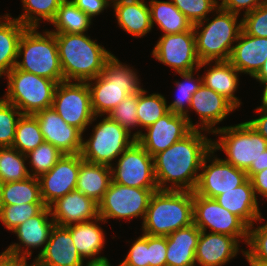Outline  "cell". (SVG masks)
I'll return each mask as SVG.
<instances>
[{
    "label": "cell",
    "instance_id": "obj_1",
    "mask_svg": "<svg viewBox=\"0 0 267 266\" xmlns=\"http://www.w3.org/2000/svg\"><path fill=\"white\" fill-rule=\"evenodd\" d=\"M201 131L203 132L193 129L183 139L153 156L154 174L159 190H195L198 171L204 158L211 152L213 141Z\"/></svg>",
    "mask_w": 267,
    "mask_h": 266
},
{
    "label": "cell",
    "instance_id": "obj_2",
    "mask_svg": "<svg viewBox=\"0 0 267 266\" xmlns=\"http://www.w3.org/2000/svg\"><path fill=\"white\" fill-rule=\"evenodd\" d=\"M55 33L64 81L87 82L99 76L112 54L87 35Z\"/></svg>",
    "mask_w": 267,
    "mask_h": 266
},
{
    "label": "cell",
    "instance_id": "obj_3",
    "mask_svg": "<svg viewBox=\"0 0 267 266\" xmlns=\"http://www.w3.org/2000/svg\"><path fill=\"white\" fill-rule=\"evenodd\" d=\"M136 73L113 54L106 59L103 72L87 81L95 116L108 115L128 95L139 93L143 89Z\"/></svg>",
    "mask_w": 267,
    "mask_h": 266
},
{
    "label": "cell",
    "instance_id": "obj_4",
    "mask_svg": "<svg viewBox=\"0 0 267 266\" xmlns=\"http://www.w3.org/2000/svg\"><path fill=\"white\" fill-rule=\"evenodd\" d=\"M193 224V191L157 190L149 201L142 232L168 236Z\"/></svg>",
    "mask_w": 267,
    "mask_h": 266
},
{
    "label": "cell",
    "instance_id": "obj_5",
    "mask_svg": "<svg viewBox=\"0 0 267 266\" xmlns=\"http://www.w3.org/2000/svg\"><path fill=\"white\" fill-rule=\"evenodd\" d=\"M215 12L216 16L212 20L207 17L193 25L196 53L200 62L229 61L233 44L242 30V20L238 21V14L220 7Z\"/></svg>",
    "mask_w": 267,
    "mask_h": 266
},
{
    "label": "cell",
    "instance_id": "obj_6",
    "mask_svg": "<svg viewBox=\"0 0 267 266\" xmlns=\"http://www.w3.org/2000/svg\"><path fill=\"white\" fill-rule=\"evenodd\" d=\"M37 29L27 27L23 32L18 45L15 68L57 83L62 82L64 76L55 33L46 29L42 34ZM20 58L22 59L19 60Z\"/></svg>",
    "mask_w": 267,
    "mask_h": 266
},
{
    "label": "cell",
    "instance_id": "obj_7",
    "mask_svg": "<svg viewBox=\"0 0 267 266\" xmlns=\"http://www.w3.org/2000/svg\"><path fill=\"white\" fill-rule=\"evenodd\" d=\"M7 91L3 99L22 114H35L52 107L57 82L13 67L6 75Z\"/></svg>",
    "mask_w": 267,
    "mask_h": 266
},
{
    "label": "cell",
    "instance_id": "obj_8",
    "mask_svg": "<svg viewBox=\"0 0 267 266\" xmlns=\"http://www.w3.org/2000/svg\"><path fill=\"white\" fill-rule=\"evenodd\" d=\"M213 134L220 138L212 141V150H223L227 156L223 160L244 171L267 149V140L247 122L216 127Z\"/></svg>",
    "mask_w": 267,
    "mask_h": 266
},
{
    "label": "cell",
    "instance_id": "obj_9",
    "mask_svg": "<svg viewBox=\"0 0 267 266\" xmlns=\"http://www.w3.org/2000/svg\"><path fill=\"white\" fill-rule=\"evenodd\" d=\"M89 139L82 140V159L112 166L117 158L136 140L133 135L108 115L97 123Z\"/></svg>",
    "mask_w": 267,
    "mask_h": 266
},
{
    "label": "cell",
    "instance_id": "obj_10",
    "mask_svg": "<svg viewBox=\"0 0 267 266\" xmlns=\"http://www.w3.org/2000/svg\"><path fill=\"white\" fill-rule=\"evenodd\" d=\"M52 107L69 125L82 133L98 117L91 108V93L87 82L62 81L56 86Z\"/></svg>",
    "mask_w": 267,
    "mask_h": 266
},
{
    "label": "cell",
    "instance_id": "obj_11",
    "mask_svg": "<svg viewBox=\"0 0 267 266\" xmlns=\"http://www.w3.org/2000/svg\"><path fill=\"white\" fill-rule=\"evenodd\" d=\"M159 189H141L123 186L111 182L104 194L99 206V217L105 222L108 219L143 218L144 221L147 208L152 194Z\"/></svg>",
    "mask_w": 267,
    "mask_h": 266
},
{
    "label": "cell",
    "instance_id": "obj_12",
    "mask_svg": "<svg viewBox=\"0 0 267 266\" xmlns=\"http://www.w3.org/2000/svg\"><path fill=\"white\" fill-rule=\"evenodd\" d=\"M111 167L112 181L123 186L158 189L153 157L135 140Z\"/></svg>",
    "mask_w": 267,
    "mask_h": 266
},
{
    "label": "cell",
    "instance_id": "obj_13",
    "mask_svg": "<svg viewBox=\"0 0 267 266\" xmlns=\"http://www.w3.org/2000/svg\"><path fill=\"white\" fill-rule=\"evenodd\" d=\"M193 223L201 230L210 228V233L226 234L239 242L248 240V226L235 214L222 207L215 199L193 192ZM241 239V240H240Z\"/></svg>",
    "mask_w": 267,
    "mask_h": 266
},
{
    "label": "cell",
    "instance_id": "obj_14",
    "mask_svg": "<svg viewBox=\"0 0 267 266\" xmlns=\"http://www.w3.org/2000/svg\"><path fill=\"white\" fill-rule=\"evenodd\" d=\"M214 154L215 151L211 150L204 158L198 182L193 191L197 195L211 199L234 189L248 179L246 171L236 168L222 158L215 157ZM207 162L211 164L208 165Z\"/></svg>",
    "mask_w": 267,
    "mask_h": 266
},
{
    "label": "cell",
    "instance_id": "obj_15",
    "mask_svg": "<svg viewBox=\"0 0 267 266\" xmlns=\"http://www.w3.org/2000/svg\"><path fill=\"white\" fill-rule=\"evenodd\" d=\"M152 56L177 72L199 69L193 27L189 31L162 35L154 46Z\"/></svg>",
    "mask_w": 267,
    "mask_h": 266
},
{
    "label": "cell",
    "instance_id": "obj_16",
    "mask_svg": "<svg viewBox=\"0 0 267 266\" xmlns=\"http://www.w3.org/2000/svg\"><path fill=\"white\" fill-rule=\"evenodd\" d=\"M145 130L146 133L142 130L133 133V137L153 157L183 139L193 129L184 115L169 111Z\"/></svg>",
    "mask_w": 267,
    "mask_h": 266
},
{
    "label": "cell",
    "instance_id": "obj_17",
    "mask_svg": "<svg viewBox=\"0 0 267 266\" xmlns=\"http://www.w3.org/2000/svg\"><path fill=\"white\" fill-rule=\"evenodd\" d=\"M54 225L50 207L46 206L37 215L13 229L12 232L16 234L20 242L10 244L5 251L27 262L28 258L32 256V248L43 247L42 249L39 248L38 257L45 249Z\"/></svg>",
    "mask_w": 267,
    "mask_h": 266
},
{
    "label": "cell",
    "instance_id": "obj_18",
    "mask_svg": "<svg viewBox=\"0 0 267 266\" xmlns=\"http://www.w3.org/2000/svg\"><path fill=\"white\" fill-rule=\"evenodd\" d=\"M80 169V154H64L55 166L38 180L45 206L76 189Z\"/></svg>",
    "mask_w": 267,
    "mask_h": 266
},
{
    "label": "cell",
    "instance_id": "obj_19",
    "mask_svg": "<svg viewBox=\"0 0 267 266\" xmlns=\"http://www.w3.org/2000/svg\"><path fill=\"white\" fill-rule=\"evenodd\" d=\"M33 115L37 118L44 142L52 144L63 154H81L83 133L67 124L53 107Z\"/></svg>",
    "mask_w": 267,
    "mask_h": 266
},
{
    "label": "cell",
    "instance_id": "obj_20",
    "mask_svg": "<svg viewBox=\"0 0 267 266\" xmlns=\"http://www.w3.org/2000/svg\"><path fill=\"white\" fill-rule=\"evenodd\" d=\"M189 109H193L199 116L200 124H195V129L213 134L216 131L215 125L237 108L224 96L202 83L193 94Z\"/></svg>",
    "mask_w": 267,
    "mask_h": 266
},
{
    "label": "cell",
    "instance_id": "obj_21",
    "mask_svg": "<svg viewBox=\"0 0 267 266\" xmlns=\"http://www.w3.org/2000/svg\"><path fill=\"white\" fill-rule=\"evenodd\" d=\"M55 225L68 226L93 221L99 217V206L78 190L58 198L50 206Z\"/></svg>",
    "mask_w": 267,
    "mask_h": 266
},
{
    "label": "cell",
    "instance_id": "obj_22",
    "mask_svg": "<svg viewBox=\"0 0 267 266\" xmlns=\"http://www.w3.org/2000/svg\"><path fill=\"white\" fill-rule=\"evenodd\" d=\"M35 266H83L67 226L54 225L43 252L34 259Z\"/></svg>",
    "mask_w": 267,
    "mask_h": 266
},
{
    "label": "cell",
    "instance_id": "obj_23",
    "mask_svg": "<svg viewBox=\"0 0 267 266\" xmlns=\"http://www.w3.org/2000/svg\"><path fill=\"white\" fill-rule=\"evenodd\" d=\"M240 242L232 236L201 231L195 252L199 266H224L238 254Z\"/></svg>",
    "mask_w": 267,
    "mask_h": 266
},
{
    "label": "cell",
    "instance_id": "obj_24",
    "mask_svg": "<svg viewBox=\"0 0 267 266\" xmlns=\"http://www.w3.org/2000/svg\"><path fill=\"white\" fill-rule=\"evenodd\" d=\"M236 42L229 62L253 78L267 60V38L250 36L241 30Z\"/></svg>",
    "mask_w": 267,
    "mask_h": 266
},
{
    "label": "cell",
    "instance_id": "obj_25",
    "mask_svg": "<svg viewBox=\"0 0 267 266\" xmlns=\"http://www.w3.org/2000/svg\"><path fill=\"white\" fill-rule=\"evenodd\" d=\"M214 199L222 207L238 216L248 227L253 225L255 221L262 222L265 219L261 216L258 199L249 178L243 184L216 196Z\"/></svg>",
    "mask_w": 267,
    "mask_h": 266
},
{
    "label": "cell",
    "instance_id": "obj_26",
    "mask_svg": "<svg viewBox=\"0 0 267 266\" xmlns=\"http://www.w3.org/2000/svg\"><path fill=\"white\" fill-rule=\"evenodd\" d=\"M201 62L199 69L211 65L208 70L205 69L202 75V83L214 90L216 93L228 99L236 108L241 106V101L235 96L238 89L239 75L241 74L229 61Z\"/></svg>",
    "mask_w": 267,
    "mask_h": 266
},
{
    "label": "cell",
    "instance_id": "obj_27",
    "mask_svg": "<svg viewBox=\"0 0 267 266\" xmlns=\"http://www.w3.org/2000/svg\"><path fill=\"white\" fill-rule=\"evenodd\" d=\"M200 233L193 223L166 236V266H196L195 252Z\"/></svg>",
    "mask_w": 267,
    "mask_h": 266
},
{
    "label": "cell",
    "instance_id": "obj_28",
    "mask_svg": "<svg viewBox=\"0 0 267 266\" xmlns=\"http://www.w3.org/2000/svg\"><path fill=\"white\" fill-rule=\"evenodd\" d=\"M119 27L133 37H144L152 30L149 4L145 0H122L111 5Z\"/></svg>",
    "mask_w": 267,
    "mask_h": 266
},
{
    "label": "cell",
    "instance_id": "obj_29",
    "mask_svg": "<svg viewBox=\"0 0 267 266\" xmlns=\"http://www.w3.org/2000/svg\"><path fill=\"white\" fill-rule=\"evenodd\" d=\"M111 182L110 166L85 161L80 154V169L76 190L99 204Z\"/></svg>",
    "mask_w": 267,
    "mask_h": 266
},
{
    "label": "cell",
    "instance_id": "obj_30",
    "mask_svg": "<svg viewBox=\"0 0 267 266\" xmlns=\"http://www.w3.org/2000/svg\"><path fill=\"white\" fill-rule=\"evenodd\" d=\"M104 222L100 217L93 221L68 225L74 246L85 261L86 259H99L105 256H96L103 250L105 245V234L99 223Z\"/></svg>",
    "mask_w": 267,
    "mask_h": 266
},
{
    "label": "cell",
    "instance_id": "obj_31",
    "mask_svg": "<svg viewBox=\"0 0 267 266\" xmlns=\"http://www.w3.org/2000/svg\"><path fill=\"white\" fill-rule=\"evenodd\" d=\"M26 28L8 13L0 17V78L15 67L19 41Z\"/></svg>",
    "mask_w": 267,
    "mask_h": 266
},
{
    "label": "cell",
    "instance_id": "obj_32",
    "mask_svg": "<svg viewBox=\"0 0 267 266\" xmlns=\"http://www.w3.org/2000/svg\"><path fill=\"white\" fill-rule=\"evenodd\" d=\"M149 10L152 27L157 24L163 31V35L189 31L193 27V24L171 0H150Z\"/></svg>",
    "mask_w": 267,
    "mask_h": 266
},
{
    "label": "cell",
    "instance_id": "obj_33",
    "mask_svg": "<svg viewBox=\"0 0 267 266\" xmlns=\"http://www.w3.org/2000/svg\"><path fill=\"white\" fill-rule=\"evenodd\" d=\"M51 24L55 27L53 33L81 34L89 30L92 19L71 0H64Z\"/></svg>",
    "mask_w": 267,
    "mask_h": 266
},
{
    "label": "cell",
    "instance_id": "obj_34",
    "mask_svg": "<svg viewBox=\"0 0 267 266\" xmlns=\"http://www.w3.org/2000/svg\"><path fill=\"white\" fill-rule=\"evenodd\" d=\"M1 201L2 205L44 203L38 178L30 176L22 181L3 183Z\"/></svg>",
    "mask_w": 267,
    "mask_h": 266
},
{
    "label": "cell",
    "instance_id": "obj_35",
    "mask_svg": "<svg viewBox=\"0 0 267 266\" xmlns=\"http://www.w3.org/2000/svg\"><path fill=\"white\" fill-rule=\"evenodd\" d=\"M194 71H200L199 69L197 70H192L189 72H177V74L180 75L185 81H175L176 88L178 89V96L176 99H174L173 102H171L168 106L169 111L179 114V115H184L187 118L188 124L192 129H195L194 123L189 117V107L191 103V98L193 94L198 90V88L202 84V76H198L197 78H194Z\"/></svg>",
    "mask_w": 267,
    "mask_h": 266
},
{
    "label": "cell",
    "instance_id": "obj_36",
    "mask_svg": "<svg viewBox=\"0 0 267 266\" xmlns=\"http://www.w3.org/2000/svg\"><path fill=\"white\" fill-rule=\"evenodd\" d=\"M43 142L44 138L37 118L32 114H22L16 125L12 147L22 154H27Z\"/></svg>",
    "mask_w": 267,
    "mask_h": 266
},
{
    "label": "cell",
    "instance_id": "obj_37",
    "mask_svg": "<svg viewBox=\"0 0 267 266\" xmlns=\"http://www.w3.org/2000/svg\"><path fill=\"white\" fill-rule=\"evenodd\" d=\"M142 89L137 93V117L139 127L145 129L169 112L164 95L159 93L146 94Z\"/></svg>",
    "mask_w": 267,
    "mask_h": 266
},
{
    "label": "cell",
    "instance_id": "obj_38",
    "mask_svg": "<svg viewBox=\"0 0 267 266\" xmlns=\"http://www.w3.org/2000/svg\"><path fill=\"white\" fill-rule=\"evenodd\" d=\"M64 0H21L23 14L16 19L25 27L39 28L40 20L51 23Z\"/></svg>",
    "mask_w": 267,
    "mask_h": 266
},
{
    "label": "cell",
    "instance_id": "obj_39",
    "mask_svg": "<svg viewBox=\"0 0 267 266\" xmlns=\"http://www.w3.org/2000/svg\"><path fill=\"white\" fill-rule=\"evenodd\" d=\"M26 161V155L14 147H0V182L22 181L30 177Z\"/></svg>",
    "mask_w": 267,
    "mask_h": 266
},
{
    "label": "cell",
    "instance_id": "obj_40",
    "mask_svg": "<svg viewBox=\"0 0 267 266\" xmlns=\"http://www.w3.org/2000/svg\"><path fill=\"white\" fill-rule=\"evenodd\" d=\"M25 155L31 164L30 176L39 178L50 171L64 154L52 144L43 142Z\"/></svg>",
    "mask_w": 267,
    "mask_h": 266
},
{
    "label": "cell",
    "instance_id": "obj_41",
    "mask_svg": "<svg viewBox=\"0 0 267 266\" xmlns=\"http://www.w3.org/2000/svg\"><path fill=\"white\" fill-rule=\"evenodd\" d=\"M44 207H46L44 203L2 205L0 221L12 232L17 226L37 215Z\"/></svg>",
    "mask_w": 267,
    "mask_h": 266
},
{
    "label": "cell",
    "instance_id": "obj_42",
    "mask_svg": "<svg viewBox=\"0 0 267 266\" xmlns=\"http://www.w3.org/2000/svg\"><path fill=\"white\" fill-rule=\"evenodd\" d=\"M250 247L241 250L246 261L267 265V222L264 225L248 227V240L246 243Z\"/></svg>",
    "mask_w": 267,
    "mask_h": 266
},
{
    "label": "cell",
    "instance_id": "obj_43",
    "mask_svg": "<svg viewBox=\"0 0 267 266\" xmlns=\"http://www.w3.org/2000/svg\"><path fill=\"white\" fill-rule=\"evenodd\" d=\"M21 115L22 112L15 105L0 98V147H12Z\"/></svg>",
    "mask_w": 267,
    "mask_h": 266
},
{
    "label": "cell",
    "instance_id": "obj_44",
    "mask_svg": "<svg viewBox=\"0 0 267 266\" xmlns=\"http://www.w3.org/2000/svg\"><path fill=\"white\" fill-rule=\"evenodd\" d=\"M172 3L186 16L194 25L207 18L208 13L212 14L219 7L217 0H171Z\"/></svg>",
    "mask_w": 267,
    "mask_h": 266
},
{
    "label": "cell",
    "instance_id": "obj_45",
    "mask_svg": "<svg viewBox=\"0 0 267 266\" xmlns=\"http://www.w3.org/2000/svg\"><path fill=\"white\" fill-rule=\"evenodd\" d=\"M108 116L131 134V129L139 127L137 117V93L128 95L108 114Z\"/></svg>",
    "mask_w": 267,
    "mask_h": 266
},
{
    "label": "cell",
    "instance_id": "obj_46",
    "mask_svg": "<svg viewBox=\"0 0 267 266\" xmlns=\"http://www.w3.org/2000/svg\"><path fill=\"white\" fill-rule=\"evenodd\" d=\"M242 30L255 37L267 38V1L241 18Z\"/></svg>",
    "mask_w": 267,
    "mask_h": 266
},
{
    "label": "cell",
    "instance_id": "obj_47",
    "mask_svg": "<svg viewBox=\"0 0 267 266\" xmlns=\"http://www.w3.org/2000/svg\"><path fill=\"white\" fill-rule=\"evenodd\" d=\"M122 262L128 266H148V235L143 233L132 243Z\"/></svg>",
    "mask_w": 267,
    "mask_h": 266
},
{
    "label": "cell",
    "instance_id": "obj_48",
    "mask_svg": "<svg viewBox=\"0 0 267 266\" xmlns=\"http://www.w3.org/2000/svg\"><path fill=\"white\" fill-rule=\"evenodd\" d=\"M166 254V237L148 235V266H166Z\"/></svg>",
    "mask_w": 267,
    "mask_h": 266
},
{
    "label": "cell",
    "instance_id": "obj_49",
    "mask_svg": "<svg viewBox=\"0 0 267 266\" xmlns=\"http://www.w3.org/2000/svg\"><path fill=\"white\" fill-rule=\"evenodd\" d=\"M267 0H221L219 7L225 11L240 15L241 10L245 9L244 14L252 12Z\"/></svg>",
    "mask_w": 267,
    "mask_h": 266
},
{
    "label": "cell",
    "instance_id": "obj_50",
    "mask_svg": "<svg viewBox=\"0 0 267 266\" xmlns=\"http://www.w3.org/2000/svg\"><path fill=\"white\" fill-rule=\"evenodd\" d=\"M80 10L91 19L111 6L109 0H71Z\"/></svg>",
    "mask_w": 267,
    "mask_h": 266
},
{
    "label": "cell",
    "instance_id": "obj_51",
    "mask_svg": "<svg viewBox=\"0 0 267 266\" xmlns=\"http://www.w3.org/2000/svg\"><path fill=\"white\" fill-rule=\"evenodd\" d=\"M255 195L266 198L267 200V168L256 173L251 179Z\"/></svg>",
    "mask_w": 267,
    "mask_h": 266
},
{
    "label": "cell",
    "instance_id": "obj_52",
    "mask_svg": "<svg viewBox=\"0 0 267 266\" xmlns=\"http://www.w3.org/2000/svg\"><path fill=\"white\" fill-rule=\"evenodd\" d=\"M255 111L260 112V116L246 122L267 140V110L256 109Z\"/></svg>",
    "mask_w": 267,
    "mask_h": 266
},
{
    "label": "cell",
    "instance_id": "obj_53",
    "mask_svg": "<svg viewBox=\"0 0 267 266\" xmlns=\"http://www.w3.org/2000/svg\"><path fill=\"white\" fill-rule=\"evenodd\" d=\"M267 168V149L261 153L260 157L253 161L250 168L246 171L247 177L251 179L256 173Z\"/></svg>",
    "mask_w": 267,
    "mask_h": 266
},
{
    "label": "cell",
    "instance_id": "obj_54",
    "mask_svg": "<svg viewBox=\"0 0 267 266\" xmlns=\"http://www.w3.org/2000/svg\"><path fill=\"white\" fill-rule=\"evenodd\" d=\"M23 262V260L7 251L0 254V266H20Z\"/></svg>",
    "mask_w": 267,
    "mask_h": 266
},
{
    "label": "cell",
    "instance_id": "obj_55",
    "mask_svg": "<svg viewBox=\"0 0 267 266\" xmlns=\"http://www.w3.org/2000/svg\"><path fill=\"white\" fill-rule=\"evenodd\" d=\"M84 266H112L107 257H101L99 259H93L87 261Z\"/></svg>",
    "mask_w": 267,
    "mask_h": 266
},
{
    "label": "cell",
    "instance_id": "obj_56",
    "mask_svg": "<svg viewBox=\"0 0 267 266\" xmlns=\"http://www.w3.org/2000/svg\"><path fill=\"white\" fill-rule=\"evenodd\" d=\"M253 78L256 79L258 82L267 81V60L264 62L261 69Z\"/></svg>",
    "mask_w": 267,
    "mask_h": 266
},
{
    "label": "cell",
    "instance_id": "obj_57",
    "mask_svg": "<svg viewBox=\"0 0 267 266\" xmlns=\"http://www.w3.org/2000/svg\"><path fill=\"white\" fill-rule=\"evenodd\" d=\"M260 84L264 85V90L261 97V106H258L256 109L267 110V81H260Z\"/></svg>",
    "mask_w": 267,
    "mask_h": 266
},
{
    "label": "cell",
    "instance_id": "obj_58",
    "mask_svg": "<svg viewBox=\"0 0 267 266\" xmlns=\"http://www.w3.org/2000/svg\"><path fill=\"white\" fill-rule=\"evenodd\" d=\"M250 266H267L266 264H257L254 262H248Z\"/></svg>",
    "mask_w": 267,
    "mask_h": 266
},
{
    "label": "cell",
    "instance_id": "obj_59",
    "mask_svg": "<svg viewBox=\"0 0 267 266\" xmlns=\"http://www.w3.org/2000/svg\"><path fill=\"white\" fill-rule=\"evenodd\" d=\"M1 187H2V183L0 182V212H1V208H2V201H1Z\"/></svg>",
    "mask_w": 267,
    "mask_h": 266
},
{
    "label": "cell",
    "instance_id": "obj_60",
    "mask_svg": "<svg viewBox=\"0 0 267 266\" xmlns=\"http://www.w3.org/2000/svg\"><path fill=\"white\" fill-rule=\"evenodd\" d=\"M20 266H30V264L28 265V263L24 261Z\"/></svg>",
    "mask_w": 267,
    "mask_h": 266
},
{
    "label": "cell",
    "instance_id": "obj_61",
    "mask_svg": "<svg viewBox=\"0 0 267 266\" xmlns=\"http://www.w3.org/2000/svg\"><path fill=\"white\" fill-rule=\"evenodd\" d=\"M118 1H122V0H109L110 4L118 2Z\"/></svg>",
    "mask_w": 267,
    "mask_h": 266
},
{
    "label": "cell",
    "instance_id": "obj_62",
    "mask_svg": "<svg viewBox=\"0 0 267 266\" xmlns=\"http://www.w3.org/2000/svg\"><path fill=\"white\" fill-rule=\"evenodd\" d=\"M118 266H128V265H126L123 262H121Z\"/></svg>",
    "mask_w": 267,
    "mask_h": 266
}]
</instances>
